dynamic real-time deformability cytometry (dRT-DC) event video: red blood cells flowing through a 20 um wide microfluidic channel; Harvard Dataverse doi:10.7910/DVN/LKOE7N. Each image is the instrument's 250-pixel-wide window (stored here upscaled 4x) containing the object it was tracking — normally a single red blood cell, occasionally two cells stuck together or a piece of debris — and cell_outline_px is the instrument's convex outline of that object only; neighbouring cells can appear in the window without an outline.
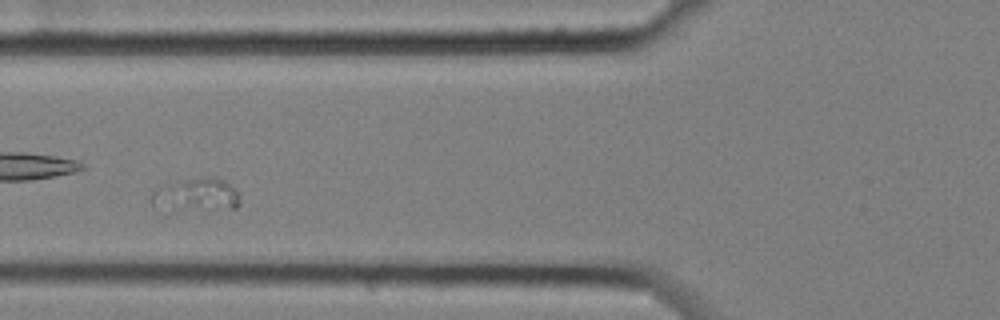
{"species": "common noctule bat (a hibernating species)", "species_latin": "Nyctalus noctula", "temperature_condition": "cold", "stored_images_in_passage": 9, "camera_frame_rate_fps": 3000, "um_per_image_px": 0.085, "animal": {"sex": "female", "body_mass_g": 25.1}, "frame": {"image": 1, "passage_image": 6, "time_ms": 1.667, "image_size_px": [1000, 320], "cell_outline_px": [[240, 204], [236, 208], [172, 212], [168, 212], [152, 204], [152, 192], [156, 188], [164, 184], [184, 180], [224, 180], [240, 196]], "centroid_in_image_um": [16.61, 16.66], "position_along_channel_um": 109.2, "area_um2": 16.94}}